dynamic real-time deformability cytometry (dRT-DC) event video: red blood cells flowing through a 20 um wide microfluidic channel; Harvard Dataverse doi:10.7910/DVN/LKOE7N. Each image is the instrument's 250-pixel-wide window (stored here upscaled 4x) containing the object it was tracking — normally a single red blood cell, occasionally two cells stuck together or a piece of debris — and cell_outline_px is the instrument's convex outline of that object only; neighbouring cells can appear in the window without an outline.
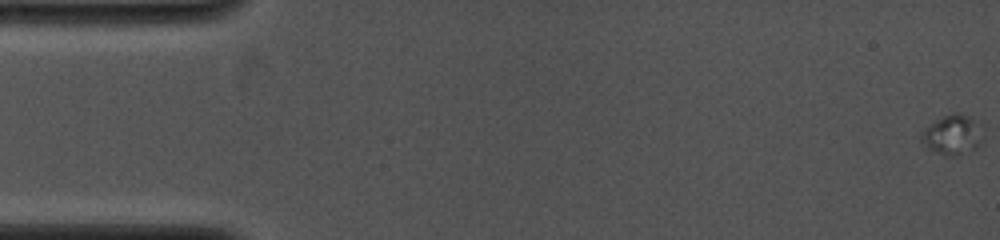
{"species": "common noctule bat (a hibernating species)", "species_latin": "Nyctalus noctula", "temperature_condition": "cold", "stored_images_in_passage": 8, "camera_frame_rate_fps": 4000, "um_per_image_px": 0.085, "animal": {"sex": "female", "body_mass_g": 19.0, "forearm_length_mm": 53.3}, "frame": {"image": 1, "passage_image": 1, "time_ms": 0.0, "image_size_px": [1000, 240], "cell_outline_px": [[984, 124], [980, 144], [976, 148], [960, 156], [944, 156], [936, 152], [924, 144], [920, 140], [920, 136], [924, 128], [936, 120], [944, 116], [956, 112], [960, 112], [972, 116]], "centroid_in_image_um": [81.03, 11.44], "position_along_channel_um": 4.0, "area_um2": 14.74}}
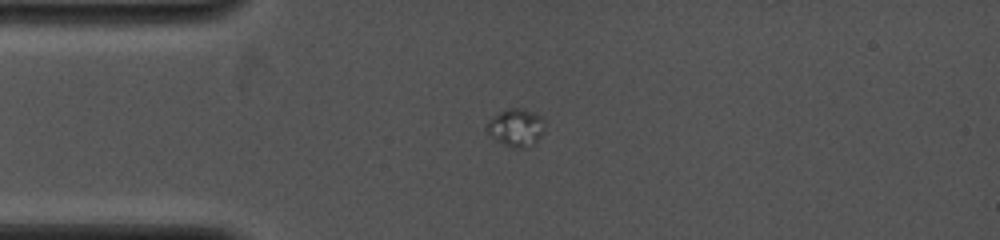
{"frame": {"image": 2, "passage_image": 6, "time_ms": 4.0, "image_size_px": [1000, 240], "cell_outline_px": [[544, 132], [532, 144], [524, 148], [512, 148], [496, 140], [484, 128], [484, 124], [488, 120], [500, 112], [508, 108], [520, 108], [544, 116]], "centroid_in_image_um": [43.85, 10.83], "position_along_channel_um": 41.1, "area_um2": 12.77}}